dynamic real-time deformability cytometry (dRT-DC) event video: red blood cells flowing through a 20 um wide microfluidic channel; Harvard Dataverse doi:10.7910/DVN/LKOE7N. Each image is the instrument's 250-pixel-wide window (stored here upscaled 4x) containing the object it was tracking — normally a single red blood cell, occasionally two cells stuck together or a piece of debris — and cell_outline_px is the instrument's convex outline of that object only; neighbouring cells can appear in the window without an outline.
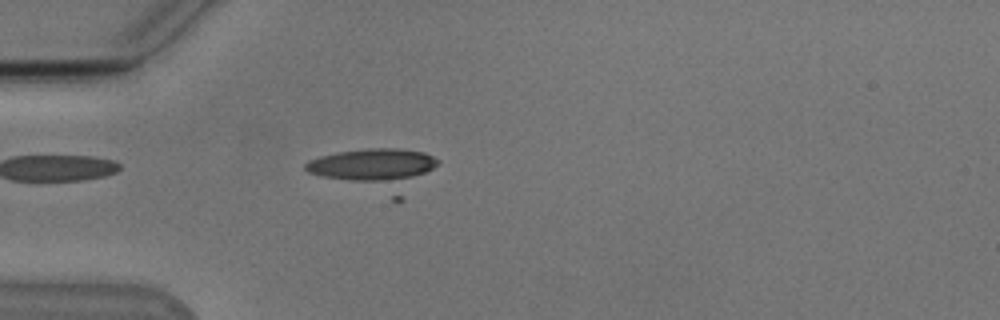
{"species": "Egyptian fruit bat (a non-hibernating species)", "species_latin": "Rousettus aegyptiacus", "temperature_condition": "cold", "stored_images_in_passage": 55, "camera_frame_rate_fps": 3000, "um_per_image_px": 0.085, "animal": {"sex": "male"}, "frame": {"image": 1, "passage_image": 17, "time_ms": 5.333, "image_size_px": [1000, 320], "cell_outline_px": [[440, 164], [424, 172], [400, 180], [348, 180], [324, 176], [308, 172], [304, 168], [304, 164], [308, 160], [320, 156], [340, 152], [372, 148], [400, 148], [424, 152], [440, 160]], "centroid_in_image_um": [31.66, 13.96], "position_along_channel_um": 53.3, "area_um2": 24.16}}
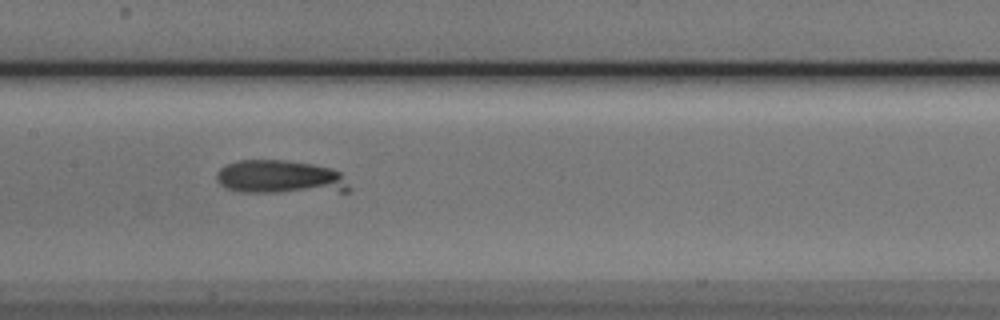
{"frame": {"image": 2, "passage_image": 28, "time_ms": 9.0, "image_size_px": [1000, 320], "cell_outline_px": [[352, 192], [240, 192], [228, 188], [220, 184], [216, 180], [216, 172], [220, 168], [236, 160], [284, 160], [312, 164], [332, 168], [340, 172], [352, 188]], "centroid_in_image_um": [23.86, 15.06], "position_along_channel_um": 183.5, "area_um2": 26.3}}
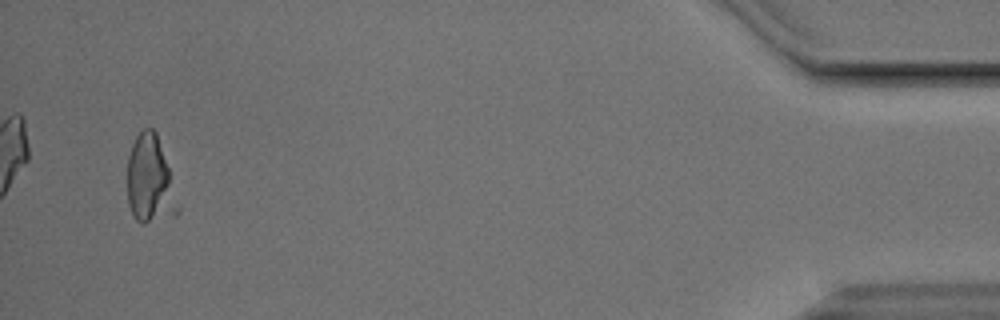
{"frame": {"image": 3, "passage_image": 53, "time_ms": 17.333, "image_size_px": [1000, 320], "cell_outline_px": [[180, 212], [176, 216], [144, 224], [140, 224], [132, 216], [128, 204], [128, 156], [132, 144], [136, 136], [144, 128], [152, 128], [156, 132], [168, 168], [180, 208]], "centroid_in_image_um": [12.75, 15.37], "position_along_channel_um": 422.4, "area_um2": 25.84}}